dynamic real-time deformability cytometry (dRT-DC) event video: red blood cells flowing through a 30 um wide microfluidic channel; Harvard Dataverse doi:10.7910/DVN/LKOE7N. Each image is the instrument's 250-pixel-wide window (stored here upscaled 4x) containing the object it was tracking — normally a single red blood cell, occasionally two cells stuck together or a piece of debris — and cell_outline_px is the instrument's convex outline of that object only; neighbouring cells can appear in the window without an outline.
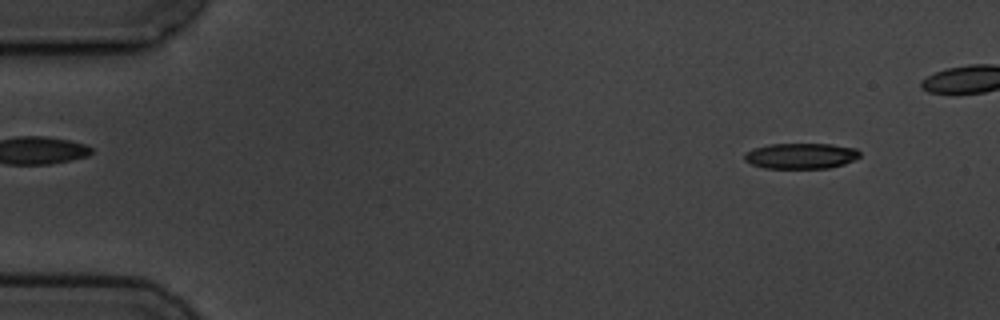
{"species": "common noctule bat (a hibernating species)", "species_latin": "Nyctalus noctula", "temperature_condition": "cold", "stored_images_in_passage": 5, "camera_frame_rate_fps": 3000, "um_per_image_px": 0.085, "animal": {"sex": "male", "body_mass_g": 19.5, "forearm_length_mm": 54.6}, "frame": {"image": 1, "passage_image": 1, "time_ms": 0.0, "image_size_px": [1000, 320], "cell_outline_px": [[860, 156], [844, 164], [828, 168], [764, 168], [752, 164], [744, 160], [744, 152], [768, 144], [832, 144], [856, 148], [860, 152]], "centroid_in_image_um": [68.07, 13.25], "position_along_channel_um": 16.9, "area_um2": 17.22}}
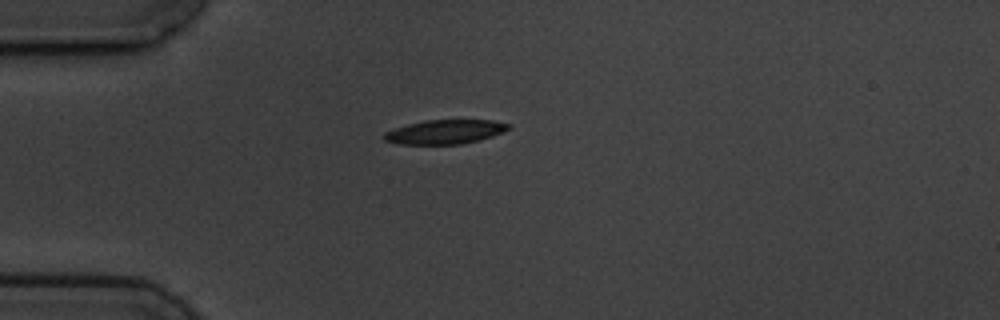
{"frame": {"image": 2, "passage_image": 5, "time_ms": 5.667, "image_size_px": [1000, 320], "cell_outline_px": [[512, 128], [492, 136], [480, 140], [460, 144], [400, 144], [384, 140], [384, 132], [408, 124], [424, 120], [492, 120], [512, 124]], "centroid_in_image_um": [37.87, 11.2], "position_along_channel_um": 47.1, "area_um2": 17.51}}